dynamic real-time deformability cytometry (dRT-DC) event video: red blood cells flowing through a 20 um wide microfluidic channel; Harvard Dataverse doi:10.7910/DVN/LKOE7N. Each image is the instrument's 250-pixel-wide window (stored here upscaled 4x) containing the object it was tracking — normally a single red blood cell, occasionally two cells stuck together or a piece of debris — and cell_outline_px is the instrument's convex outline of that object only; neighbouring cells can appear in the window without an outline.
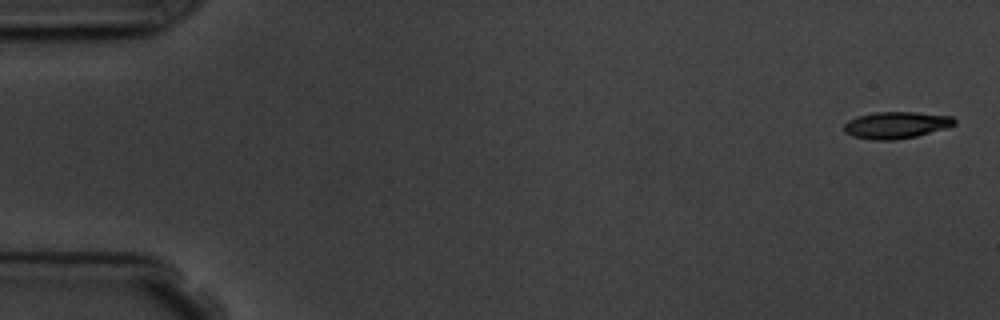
{"species": "common noctule bat (a hibernating species)", "species_latin": "Nyctalus noctula", "temperature_condition": "room temperature", "stored_images_in_passage": 4, "camera_frame_rate_fps": 3000, "um_per_image_px": 0.085, "animal": {"sex": "male", "body_mass_g": 19.5, "forearm_length_mm": 54.6}, "frame": {"image": 1, "passage_image": 1, "time_ms": 0.0, "image_size_px": [1000, 320], "cell_outline_px": [[956, 124], [944, 128], [916, 136], [892, 140], [872, 140], [852, 136], [844, 132], [844, 124], [848, 120], [856, 116], [876, 112], [916, 112], [952, 116], [956, 120]], "centroid_in_image_um": [76.14, 10.62], "position_along_channel_um": 8.9, "area_um2": 17.22}}